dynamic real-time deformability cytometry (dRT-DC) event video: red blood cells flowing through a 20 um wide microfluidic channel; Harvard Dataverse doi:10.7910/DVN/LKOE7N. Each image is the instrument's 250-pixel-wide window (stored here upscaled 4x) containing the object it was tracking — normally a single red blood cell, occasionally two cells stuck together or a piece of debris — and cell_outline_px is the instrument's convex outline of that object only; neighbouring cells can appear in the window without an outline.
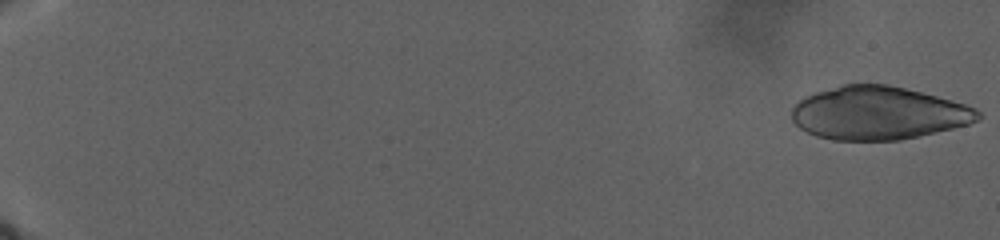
{"species": "human", "species_latin": "Homo sapiens", "temperature_condition": "warm", "stored_images_in_passage": 50, "camera_frame_rate_fps": 3000, "um_per_image_px": 0.085, "donor": {"sex": "male"}, "frame": {"image": 1, "passage_image": 1, "time_ms": 0.0, "image_size_px": [1000, 240], "cell_outline_px": [[980, 116], [976, 120], [968, 124], [952, 128], [900, 140], [832, 140], [816, 136], [800, 128], [792, 120], [792, 108], [804, 96], [840, 84], [888, 84], [936, 96], [964, 104], [976, 108], [980, 112]], "centroid_in_image_um": [74.61, 9.61], "position_along_channel_um": 10.4, "area_um2": 57.34}}
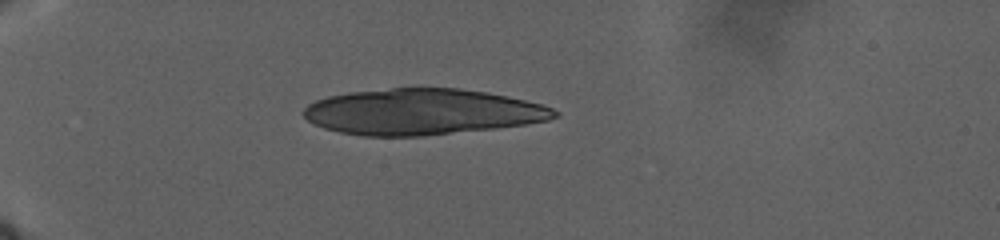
{"frame": {"image": 2, "passage_image": 36, "time_ms": 12.0, "image_size_px": [1000, 240], "cell_outline_px": [[560, 116], [548, 120], [524, 124], [496, 128], [424, 136], [364, 136], [340, 132], [324, 128], [308, 120], [300, 112], [308, 104], [316, 100], [328, 96], [348, 92], [392, 88], [460, 88], [488, 92], [508, 96], [540, 104], [552, 108], [560, 112]], "centroid_in_image_um": [35.88, 9.5], "position_along_channel_um": 49.1, "area_um2": 67.28}}